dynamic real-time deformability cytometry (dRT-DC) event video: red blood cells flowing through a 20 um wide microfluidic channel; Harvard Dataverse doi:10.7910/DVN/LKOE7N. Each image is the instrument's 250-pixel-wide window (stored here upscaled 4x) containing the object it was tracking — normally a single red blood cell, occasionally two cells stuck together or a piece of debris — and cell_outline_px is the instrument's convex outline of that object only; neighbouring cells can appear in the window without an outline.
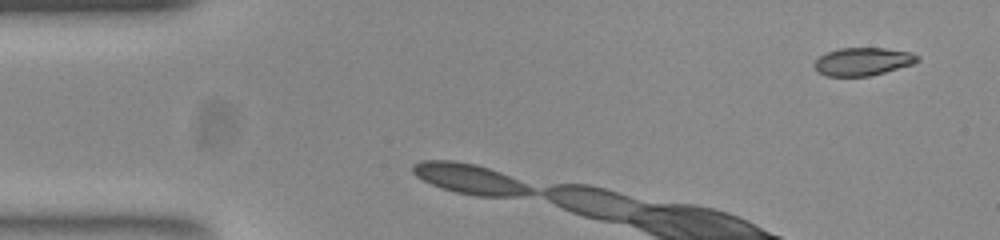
{"species": "common noctule bat (a hibernating species)", "species_latin": "Nyctalus noctula", "temperature_condition": "room temperature", "stored_images_in_passage": 6, "camera_frame_rate_fps": 3000, "um_per_image_px": 0.085, "animal": {"sex": "female", "body_mass_g": 23.0, "forearm_length_mm": 53.4}, "frame": {"image": 1, "passage_image": 1, "time_ms": 0.0, "image_size_px": [1000, 240], "cell_outline_px": [[920, 60], [912, 64], [884, 72], [868, 76], [828, 76], [816, 72], [812, 64], [820, 56], [828, 52], [840, 48], [884, 48], [912, 52], [920, 56]], "centroid_in_image_um": [73.33, 5.23], "position_along_channel_um": 11.7, "area_um2": 16.82}}
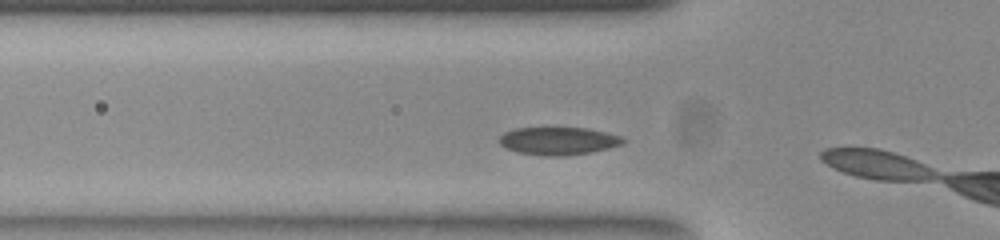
{"frame": {"image": 2, "passage_image": 5, "time_ms": 1.333, "image_size_px": [1000, 240], "cell_outline_px": [[624, 144], [592, 152], [560, 156], [544, 156], [516, 152], [500, 144], [500, 136], [504, 132], [516, 128], [588, 128], [620, 136], [624, 140]], "centroid_in_image_um": [47.45, 11.98], "position_along_channel_um": 78.3, "area_um2": 19.88}}